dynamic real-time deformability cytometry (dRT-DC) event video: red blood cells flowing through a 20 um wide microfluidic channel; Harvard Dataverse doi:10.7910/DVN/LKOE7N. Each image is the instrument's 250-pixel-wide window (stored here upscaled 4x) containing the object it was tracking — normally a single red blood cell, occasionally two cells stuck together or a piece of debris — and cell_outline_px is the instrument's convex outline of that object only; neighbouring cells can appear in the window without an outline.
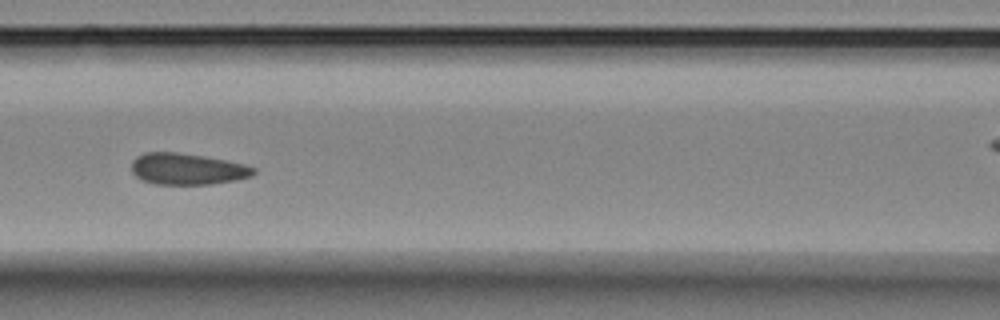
{"species": "Egyptian fruit bat (a non-hibernating species)", "species_latin": "Rousettus aegyptiacus", "temperature_condition": "room temperature", "stored_images_in_passage": 10, "camera_frame_rate_fps": 3000, "um_per_image_px": 0.085, "animal": {"sex": "female"}, "frame": {"image": 1, "passage_image": 6, "time_ms": 5.667, "image_size_px": [1000, 320], "cell_outline_px": [[256, 172], [252, 176], [236, 180], [208, 184], [152, 184], [140, 180], [132, 172], [132, 160], [136, 156], [144, 152], [176, 152], [204, 156], [244, 164], [256, 168]], "centroid_in_image_um": [15.89, 14.36], "position_along_channel_um": 150.7, "area_um2": 22.43}}
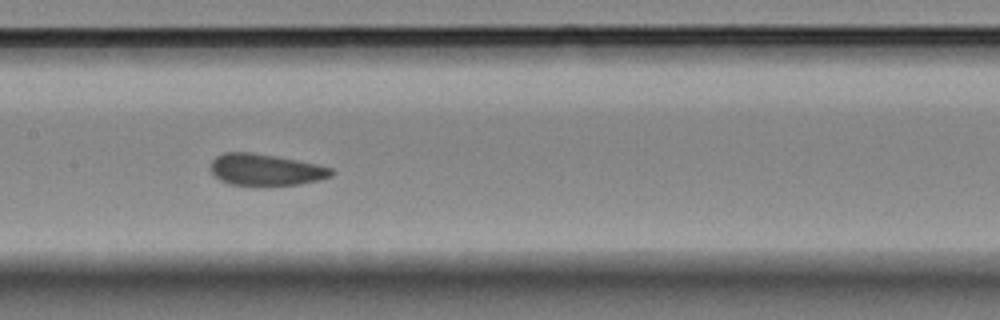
{"frame": {"image": 2, "passage_image": 7, "time_ms": 6.667, "image_size_px": [1000, 320], "cell_outline_px": [[336, 172], [332, 176], [320, 180], [296, 184], [256, 188], [228, 184], [220, 180], [212, 172], [212, 160], [216, 156], [224, 152], [252, 152], [276, 156], [316, 164], [332, 168]], "centroid_in_image_um": [22.58, 14.46], "position_along_channel_um": 184.8, "area_um2": 22.83}}
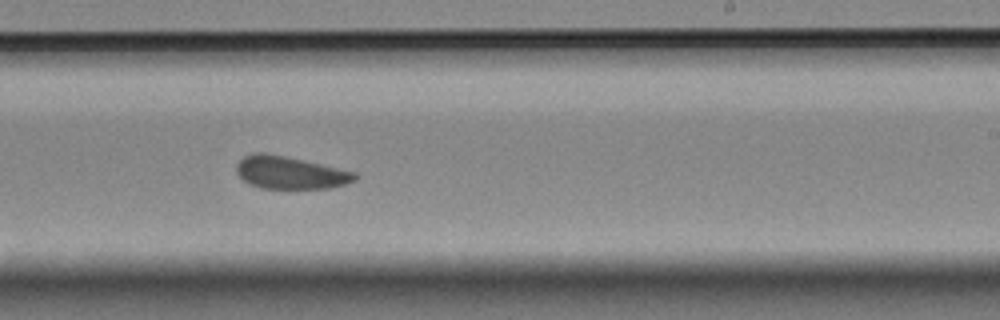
{"frame": {"image": 3, "passage_image": 9, "time_ms": 9.0, "image_size_px": [1000, 320], "cell_outline_px": [[356, 180], [332, 188], [260, 188], [248, 184], [236, 172], [236, 164], [244, 156], [256, 152], [260, 152], [284, 156], [304, 160], [356, 172]], "centroid_in_image_um": [24.64, 14.68], "position_along_channel_um": 264.4, "area_um2": 22.37}}